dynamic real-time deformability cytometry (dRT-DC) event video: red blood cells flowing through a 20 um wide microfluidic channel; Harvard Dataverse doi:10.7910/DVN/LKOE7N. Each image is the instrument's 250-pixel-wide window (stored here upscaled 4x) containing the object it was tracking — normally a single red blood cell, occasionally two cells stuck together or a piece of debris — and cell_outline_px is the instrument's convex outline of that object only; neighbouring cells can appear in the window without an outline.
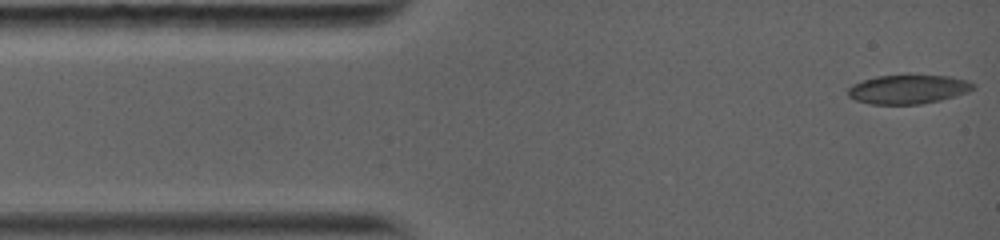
{"species": "common noctule bat (a hibernating species)", "species_latin": "Nyctalus noctula", "temperature_condition": "warm", "stored_images_in_passage": 29, "camera_frame_rate_fps": 5000, "um_per_image_px": 0.085, "animal": {"sex": "female", "body_mass_g": 19.0, "forearm_length_mm": 56.7}, "frame": {"image": 1, "passage_image": 1, "time_ms": 0.0, "image_size_px": [1000, 240], "cell_outline_px": [[972, 88], [964, 92], [952, 96], [920, 104], [872, 104], [856, 100], [848, 96], [848, 88], [864, 80], [880, 76], [944, 76], [964, 80], [972, 84]], "centroid_in_image_um": [77.1, 7.6], "position_along_channel_um": 7.9, "area_um2": 20.11}}
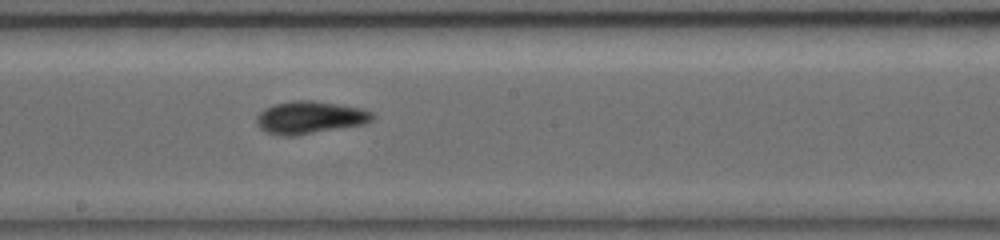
{"frame": {"image": 2, "passage_image": 13, "time_ms": 7.0, "image_size_px": [1000, 240], "cell_outline_px": [[372, 116], [368, 120], [360, 124], [292, 136], [284, 136], [268, 132], [260, 128], [256, 120], [260, 112], [276, 104], [300, 100], [332, 104], [352, 108], [368, 112]], "centroid_in_image_um": [26.2, 10.01], "position_along_channel_um": 222.0, "area_um2": 20.35}}
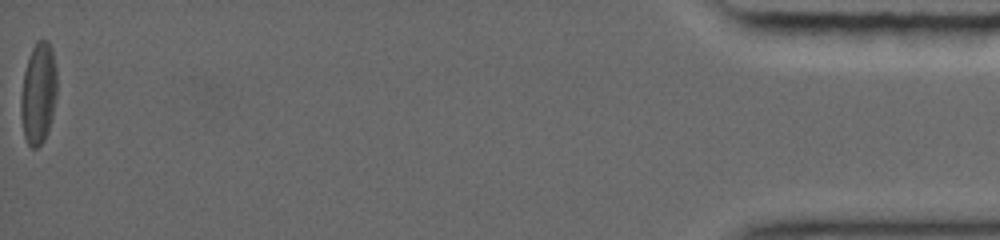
{"frame": {"image": 3, "passage_image": 29, "time_ms": 15.6, "image_size_px": [1000, 240], "cell_outline_px": [[52, 108], [48, 128], [40, 144], [36, 148], [32, 148], [28, 144], [24, 136], [24, 76], [32, 52], [36, 44], [40, 40], [44, 40], [48, 44], [52, 56]], "centroid_in_image_um": [3.23, 8.01], "position_along_channel_um": 432.0, "area_um2": 17.92}, "authors_computed_cell_mechanics": {"area_um2": 19.5942, "velocity_mm_per_s": 4.075, "shape_relaxation_time_tau1_ms": 3.6522, "shape_relaxation_time_tau2_ms": 4.0486, "deformation_change_tau1": 0.1047, "deformation_change_tau2": 0.1116}}